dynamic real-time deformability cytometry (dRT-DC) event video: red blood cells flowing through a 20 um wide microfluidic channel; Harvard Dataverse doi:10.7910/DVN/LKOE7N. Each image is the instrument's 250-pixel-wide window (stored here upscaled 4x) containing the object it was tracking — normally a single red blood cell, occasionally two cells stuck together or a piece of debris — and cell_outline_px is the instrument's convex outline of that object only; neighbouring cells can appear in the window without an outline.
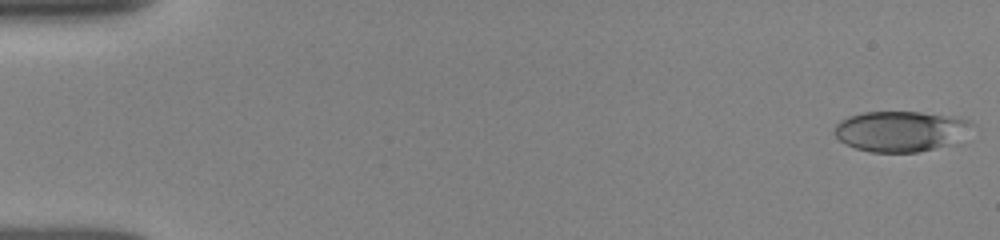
{"species": "human", "species_latin": "Homo sapiens", "temperature_condition": "room temperature", "stored_images_in_passage": 16, "camera_frame_rate_fps": 3000, "um_per_image_px": 0.085, "donor": {"sex": "female"}, "frame": {"image": 1, "passage_image": 1, "time_ms": 0.0, "image_size_px": [1000, 240], "cell_outline_px": [[972, 124], [944, 144], [932, 148], [916, 152], [872, 152], [856, 148], [840, 140], [836, 136], [836, 124], [840, 120], [848, 116], [864, 112], [920, 112], [968, 120]], "centroid_in_image_um": [76.36, 11.13], "position_along_channel_um": 8.6, "area_um2": 30.81}}
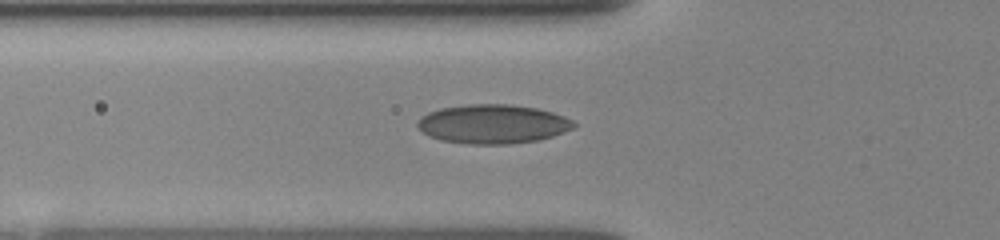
{"frame": {"image": 2, "passage_image": 14, "time_ms": 4.333, "image_size_px": [1000, 240], "cell_outline_px": [[576, 124], [572, 128], [552, 136], [536, 140], [508, 144], [468, 144], [440, 140], [428, 136], [416, 124], [420, 116], [428, 112], [440, 108], [468, 104], [508, 104], [536, 108], [552, 112], [564, 116], [572, 120]], "centroid_in_image_um": [41.85, 10.54], "position_along_channel_um": 84.0, "area_um2": 35.49}}
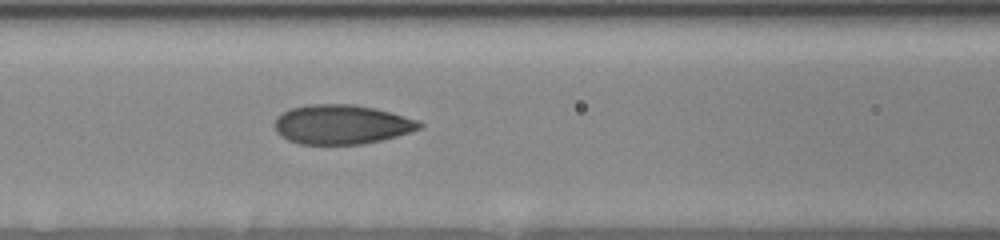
{"frame": {"image": 3, "passage_image": 16, "time_ms": 5.0, "image_size_px": [1000, 240], "cell_outline_px": [[424, 124], [420, 128], [396, 136], [380, 140], [360, 144], [300, 144], [288, 140], [280, 136], [276, 132], [276, 116], [292, 108], [308, 104], [352, 104], [376, 108], [392, 112], [416, 120]], "centroid_in_image_um": [29.02, 10.57], "position_along_channel_um": 137.6, "area_um2": 33.06}}